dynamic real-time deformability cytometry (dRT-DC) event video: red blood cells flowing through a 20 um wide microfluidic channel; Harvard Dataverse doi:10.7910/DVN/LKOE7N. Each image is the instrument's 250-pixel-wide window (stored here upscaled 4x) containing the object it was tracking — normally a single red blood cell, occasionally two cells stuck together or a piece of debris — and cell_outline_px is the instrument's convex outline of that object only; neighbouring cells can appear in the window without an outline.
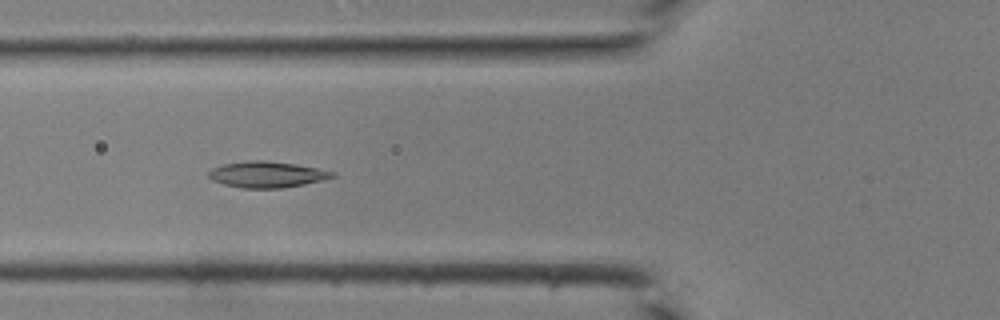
{"species": "common noctule bat (a hibernating species)", "species_latin": "Nyctalus noctula", "temperature_condition": "room temperature", "stored_images_in_passage": 42, "camera_frame_rate_fps": 3000, "um_per_image_px": 0.085, "animal": {"sex": "male", "body_mass_g": 19.0, "forearm_length_mm": 50.8}, "frame": {"image": 1, "passage_image": 16, "time_ms": 5.0, "image_size_px": [1000, 320], "cell_outline_px": [[336, 176], [304, 184], [280, 188], [240, 188], [224, 184], [212, 180], [208, 176], [208, 172], [212, 168], [224, 164], [252, 160], [264, 160], [296, 164], [336, 172]], "centroid_in_image_um": [22.67, 14.83], "position_along_channel_um": 103.1, "area_um2": 18.67}}
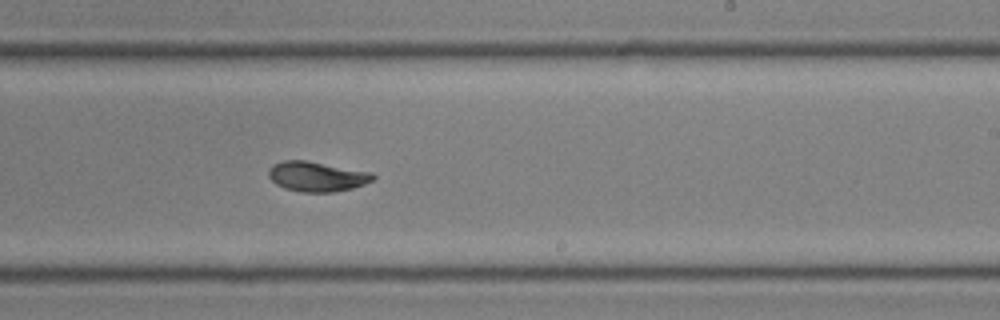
{"frame": {"image": 2, "passage_image": 26, "time_ms": 8.333, "image_size_px": [1000, 320], "cell_outline_px": [[376, 176], [372, 180], [364, 184], [352, 188], [332, 192], [300, 192], [284, 188], [276, 184], [268, 176], [268, 168], [272, 164], [284, 160], [308, 160], [372, 172]], "centroid_in_image_um": [26.91, 14.99], "position_along_channel_um": 262.1, "area_um2": 18.38}}
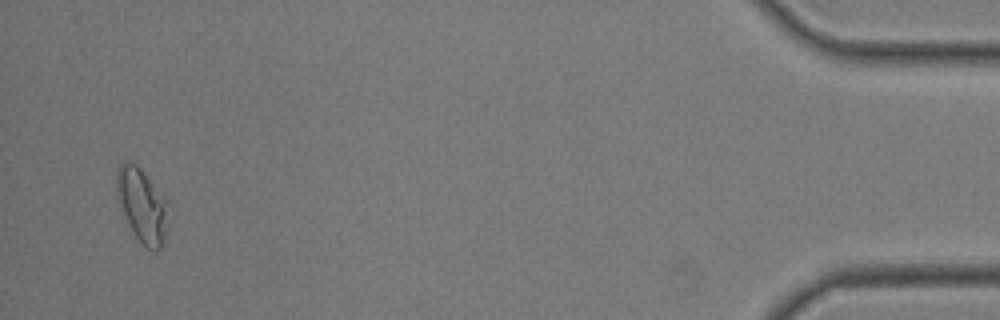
{"frame": {"image": 3, "passage_image": 41, "time_ms": 13.333, "image_size_px": [1000, 320], "cell_outline_px": [[176, 212], [164, 244], [156, 252], [148, 248], [136, 236], [128, 224], [116, 200], [116, 172], [120, 164], [136, 164], [140, 168], [172, 204]], "centroid_in_image_um": [12.22, 17.53], "position_along_channel_um": 423.0, "area_um2": 23.58}}